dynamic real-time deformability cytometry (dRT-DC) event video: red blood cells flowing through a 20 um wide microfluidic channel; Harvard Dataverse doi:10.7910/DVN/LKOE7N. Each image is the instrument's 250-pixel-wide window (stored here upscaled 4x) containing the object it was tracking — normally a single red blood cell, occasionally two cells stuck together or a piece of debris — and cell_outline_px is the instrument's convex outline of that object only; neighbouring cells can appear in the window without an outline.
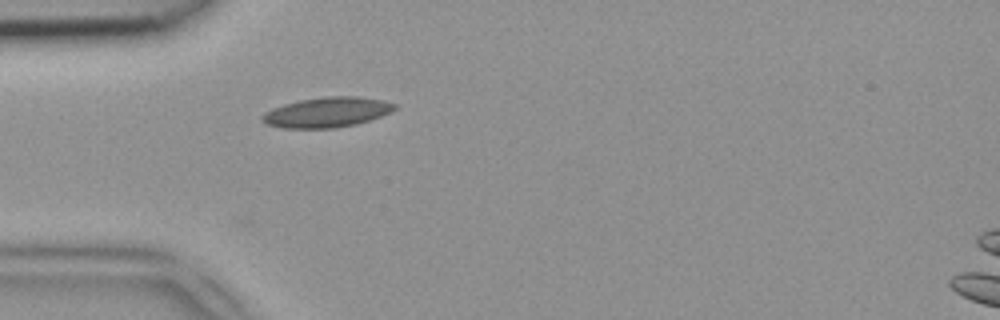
{"species": "common noctule bat (a hibernating species)", "species_latin": "Nyctalus noctula", "temperature_condition": "room temperature", "stored_images_in_passage": 35, "camera_frame_rate_fps": 3000, "um_per_image_px": 0.085, "animal": {"sex": "female", "body_mass_g": 18.4}, "frame": {"image": 1, "passage_image": 1, "time_ms": 0.0, "image_size_px": [1000, 320], "cell_outline_px": [[396, 108], [392, 112], [356, 124], [336, 128], [280, 128], [268, 124], [260, 120], [260, 116], [264, 112], [272, 108], [284, 104], [300, 100], [324, 96], [360, 96], [384, 100], [396, 104]], "centroid_in_image_um": [27.78, 9.54], "position_along_channel_um": 57.2, "area_um2": 23.41}}
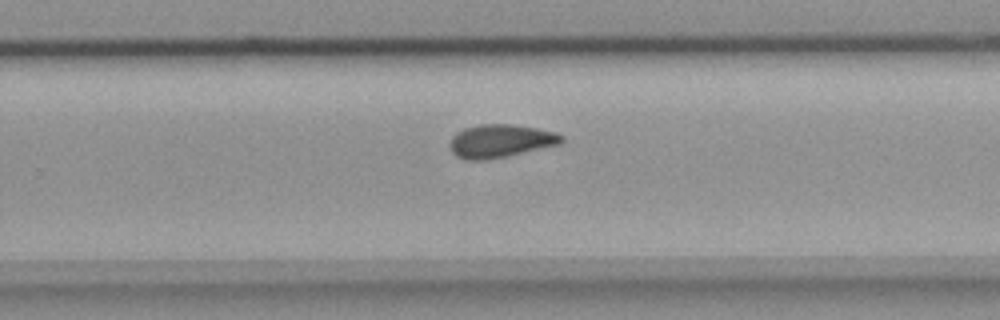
{"frame": {"image": 2, "passage_image": 18, "time_ms": 5.667, "image_size_px": [1000, 320], "cell_outline_px": [[564, 140], [560, 144], [508, 156], [488, 160], [464, 160], [456, 156], [452, 152], [448, 144], [452, 136], [456, 132], [464, 128], [480, 124], [512, 124], [536, 128], [556, 132], [564, 136]], "centroid_in_image_um": [42.51, 11.99], "position_along_channel_um": 287.3, "area_um2": 21.85}}
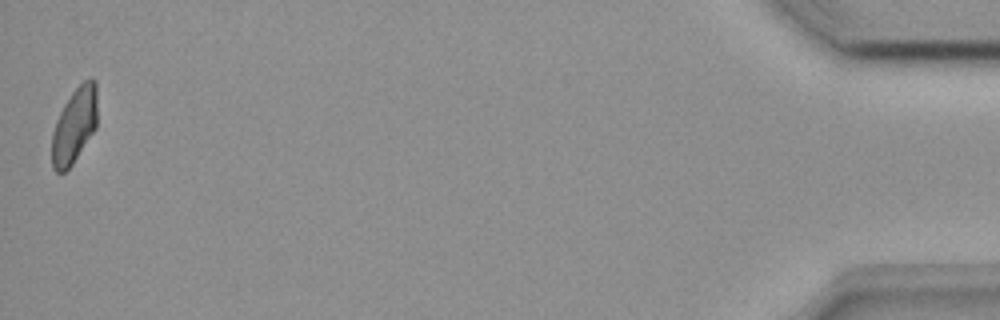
{"frame": {"image": 3, "passage_image": 35, "time_ms": 11.333, "image_size_px": [1000, 320], "cell_outline_px": [[96, 128], [72, 164], [64, 172], [56, 172], [52, 168], [52, 132], [56, 120], [64, 104], [72, 92], [84, 80], [92, 76], [96, 80]], "centroid_in_image_um": [6.32, 10.65], "position_along_channel_um": 428.9, "area_um2": 19.88}}